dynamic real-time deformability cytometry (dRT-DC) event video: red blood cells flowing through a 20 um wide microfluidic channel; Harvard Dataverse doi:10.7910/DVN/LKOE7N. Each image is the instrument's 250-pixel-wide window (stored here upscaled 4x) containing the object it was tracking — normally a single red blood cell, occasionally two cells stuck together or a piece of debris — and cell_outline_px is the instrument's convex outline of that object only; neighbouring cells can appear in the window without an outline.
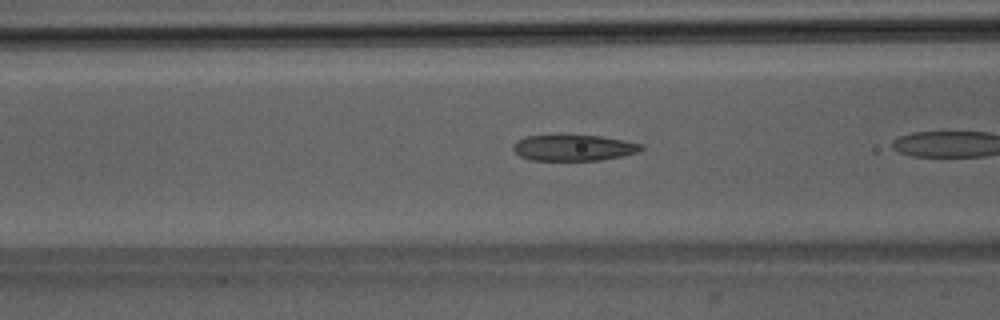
{"species": "Egyptian fruit bat (a non-hibernating species)", "species_latin": "Rousettus aegyptiacus", "temperature_condition": "room temperature", "stored_images_in_passage": 10, "camera_frame_rate_fps": 3000, "um_per_image_px": 0.085, "animal": {"sex": "male"}, "frame": {"image": 1, "passage_image": 5, "time_ms": 1.333, "image_size_px": [1000, 320], "cell_outline_px": [[644, 148], [640, 152], [600, 160], [532, 160], [520, 156], [512, 148], [516, 140], [528, 136], [600, 136], [624, 140], [644, 144]], "centroid_in_image_um": [48.8, 12.57], "position_along_channel_um": 117.8, "area_um2": 19.19}}